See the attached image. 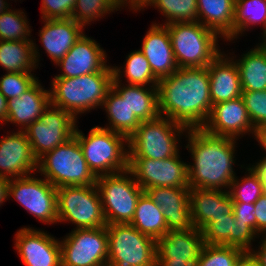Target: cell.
<instances>
[{
	"label": "cell",
	"instance_id": "1",
	"mask_svg": "<svg viewBox=\"0 0 266 266\" xmlns=\"http://www.w3.org/2000/svg\"><path fill=\"white\" fill-rule=\"evenodd\" d=\"M161 116L186 129L202 128L212 109L207 67L178 68L157 84Z\"/></svg>",
	"mask_w": 266,
	"mask_h": 266
},
{
	"label": "cell",
	"instance_id": "2",
	"mask_svg": "<svg viewBox=\"0 0 266 266\" xmlns=\"http://www.w3.org/2000/svg\"><path fill=\"white\" fill-rule=\"evenodd\" d=\"M186 134L185 148L193 160L188 164L189 187L228 191L236 176L237 139L213 135L203 128L188 129Z\"/></svg>",
	"mask_w": 266,
	"mask_h": 266
},
{
	"label": "cell",
	"instance_id": "3",
	"mask_svg": "<svg viewBox=\"0 0 266 266\" xmlns=\"http://www.w3.org/2000/svg\"><path fill=\"white\" fill-rule=\"evenodd\" d=\"M113 79V71H99L71 78H53L49 89L51 104L69 112L77 120L82 113L102 108L112 88Z\"/></svg>",
	"mask_w": 266,
	"mask_h": 266
},
{
	"label": "cell",
	"instance_id": "4",
	"mask_svg": "<svg viewBox=\"0 0 266 266\" xmlns=\"http://www.w3.org/2000/svg\"><path fill=\"white\" fill-rule=\"evenodd\" d=\"M74 136L78 139L84 158L96 177L128 169L129 148L125 135L95 126L86 136L76 125Z\"/></svg>",
	"mask_w": 266,
	"mask_h": 266
},
{
	"label": "cell",
	"instance_id": "5",
	"mask_svg": "<svg viewBox=\"0 0 266 266\" xmlns=\"http://www.w3.org/2000/svg\"><path fill=\"white\" fill-rule=\"evenodd\" d=\"M178 68L207 67L222 51L215 31L197 22L166 25Z\"/></svg>",
	"mask_w": 266,
	"mask_h": 266
},
{
	"label": "cell",
	"instance_id": "6",
	"mask_svg": "<svg viewBox=\"0 0 266 266\" xmlns=\"http://www.w3.org/2000/svg\"><path fill=\"white\" fill-rule=\"evenodd\" d=\"M37 171L36 173H40L56 188L91 186L95 185L97 180L75 136L41 156L38 159Z\"/></svg>",
	"mask_w": 266,
	"mask_h": 266
},
{
	"label": "cell",
	"instance_id": "7",
	"mask_svg": "<svg viewBox=\"0 0 266 266\" xmlns=\"http://www.w3.org/2000/svg\"><path fill=\"white\" fill-rule=\"evenodd\" d=\"M188 129L159 115L142 121L128 138L129 158L162 160L179 153V141ZM183 134V135H182Z\"/></svg>",
	"mask_w": 266,
	"mask_h": 266
},
{
	"label": "cell",
	"instance_id": "8",
	"mask_svg": "<svg viewBox=\"0 0 266 266\" xmlns=\"http://www.w3.org/2000/svg\"><path fill=\"white\" fill-rule=\"evenodd\" d=\"M107 266H156V241L130 223L106 225Z\"/></svg>",
	"mask_w": 266,
	"mask_h": 266
},
{
	"label": "cell",
	"instance_id": "9",
	"mask_svg": "<svg viewBox=\"0 0 266 266\" xmlns=\"http://www.w3.org/2000/svg\"><path fill=\"white\" fill-rule=\"evenodd\" d=\"M58 223L75 224L73 229L99 228L107 225L99 190L91 186L57 188Z\"/></svg>",
	"mask_w": 266,
	"mask_h": 266
},
{
	"label": "cell",
	"instance_id": "10",
	"mask_svg": "<svg viewBox=\"0 0 266 266\" xmlns=\"http://www.w3.org/2000/svg\"><path fill=\"white\" fill-rule=\"evenodd\" d=\"M103 212L107 224L130 223L143 188L136 182L131 172H123L97 177Z\"/></svg>",
	"mask_w": 266,
	"mask_h": 266
},
{
	"label": "cell",
	"instance_id": "11",
	"mask_svg": "<svg viewBox=\"0 0 266 266\" xmlns=\"http://www.w3.org/2000/svg\"><path fill=\"white\" fill-rule=\"evenodd\" d=\"M33 175V176H32ZM35 173L10 179L8 198L12 197L36 219L45 224L58 223L57 188Z\"/></svg>",
	"mask_w": 266,
	"mask_h": 266
},
{
	"label": "cell",
	"instance_id": "12",
	"mask_svg": "<svg viewBox=\"0 0 266 266\" xmlns=\"http://www.w3.org/2000/svg\"><path fill=\"white\" fill-rule=\"evenodd\" d=\"M61 266H107L106 226L73 229L61 241Z\"/></svg>",
	"mask_w": 266,
	"mask_h": 266
},
{
	"label": "cell",
	"instance_id": "13",
	"mask_svg": "<svg viewBox=\"0 0 266 266\" xmlns=\"http://www.w3.org/2000/svg\"><path fill=\"white\" fill-rule=\"evenodd\" d=\"M77 122L69 112L50 104L39 120L25 130L34 156L39 159L46 152L66 143L74 136Z\"/></svg>",
	"mask_w": 266,
	"mask_h": 266
},
{
	"label": "cell",
	"instance_id": "14",
	"mask_svg": "<svg viewBox=\"0 0 266 266\" xmlns=\"http://www.w3.org/2000/svg\"><path fill=\"white\" fill-rule=\"evenodd\" d=\"M128 170L144 191L153 187L190 188L188 163L180 153L162 160L129 158Z\"/></svg>",
	"mask_w": 266,
	"mask_h": 266
},
{
	"label": "cell",
	"instance_id": "15",
	"mask_svg": "<svg viewBox=\"0 0 266 266\" xmlns=\"http://www.w3.org/2000/svg\"><path fill=\"white\" fill-rule=\"evenodd\" d=\"M204 244L200 229L169 230L156 241V266H196Z\"/></svg>",
	"mask_w": 266,
	"mask_h": 266
},
{
	"label": "cell",
	"instance_id": "16",
	"mask_svg": "<svg viewBox=\"0 0 266 266\" xmlns=\"http://www.w3.org/2000/svg\"><path fill=\"white\" fill-rule=\"evenodd\" d=\"M14 240L25 266H61L60 240L47 231L25 226L17 231Z\"/></svg>",
	"mask_w": 266,
	"mask_h": 266
},
{
	"label": "cell",
	"instance_id": "17",
	"mask_svg": "<svg viewBox=\"0 0 266 266\" xmlns=\"http://www.w3.org/2000/svg\"><path fill=\"white\" fill-rule=\"evenodd\" d=\"M202 128L210 134L237 140L250 133L255 140L258 137L241 96L212 105L209 117Z\"/></svg>",
	"mask_w": 266,
	"mask_h": 266
},
{
	"label": "cell",
	"instance_id": "18",
	"mask_svg": "<svg viewBox=\"0 0 266 266\" xmlns=\"http://www.w3.org/2000/svg\"><path fill=\"white\" fill-rule=\"evenodd\" d=\"M55 65L60 67L61 74H56L54 78H71L99 71H113L112 65H107L106 51L85 33Z\"/></svg>",
	"mask_w": 266,
	"mask_h": 266
},
{
	"label": "cell",
	"instance_id": "19",
	"mask_svg": "<svg viewBox=\"0 0 266 266\" xmlns=\"http://www.w3.org/2000/svg\"><path fill=\"white\" fill-rule=\"evenodd\" d=\"M37 168L38 159L25 131L16 130L0 138V176L20 178L37 172Z\"/></svg>",
	"mask_w": 266,
	"mask_h": 266
},
{
	"label": "cell",
	"instance_id": "20",
	"mask_svg": "<svg viewBox=\"0 0 266 266\" xmlns=\"http://www.w3.org/2000/svg\"><path fill=\"white\" fill-rule=\"evenodd\" d=\"M143 37L139 49L149 62L154 76L160 80L168 77L178 69L171 38L166 25L152 22Z\"/></svg>",
	"mask_w": 266,
	"mask_h": 266
},
{
	"label": "cell",
	"instance_id": "21",
	"mask_svg": "<svg viewBox=\"0 0 266 266\" xmlns=\"http://www.w3.org/2000/svg\"><path fill=\"white\" fill-rule=\"evenodd\" d=\"M145 192L162 210L168 230L194 227L191 221L190 188L153 187Z\"/></svg>",
	"mask_w": 266,
	"mask_h": 266
},
{
	"label": "cell",
	"instance_id": "22",
	"mask_svg": "<svg viewBox=\"0 0 266 266\" xmlns=\"http://www.w3.org/2000/svg\"><path fill=\"white\" fill-rule=\"evenodd\" d=\"M44 25L39 30L40 42L47 56L58 63L82 37L85 29L74 19H42Z\"/></svg>",
	"mask_w": 266,
	"mask_h": 266
},
{
	"label": "cell",
	"instance_id": "23",
	"mask_svg": "<svg viewBox=\"0 0 266 266\" xmlns=\"http://www.w3.org/2000/svg\"><path fill=\"white\" fill-rule=\"evenodd\" d=\"M204 243L209 245H225L252 250V242L259 235L247 224L235 220L234 214L213 218L202 230Z\"/></svg>",
	"mask_w": 266,
	"mask_h": 266
},
{
	"label": "cell",
	"instance_id": "24",
	"mask_svg": "<svg viewBox=\"0 0 266 266\" xmlns=\"http://www.w3.org/2000/svg\"><path fill=\"white\" fill-rule=\"evenodd\" d=\"M38 80L20 97L7 101L5 124L15 125L19 131H25L33 122L39 120L42 113L50 106V91L43 88Z\"/></svg>",
	"mask_w": 266,
	"mask_h": 266
},
{
	"label": "cell",
	"instance_id": "25",
	"mask_svg": "<svg viewBox=\"0 0 266 266\" xmlns=\"http://www.w3.org/2000/svg\"><path fill=\"white\" fill-rule=\"evenodd\" d=\"M191 221L202 230L213 218L233 214V200L226 190L190 188Z\"/></svg>",
	"mask_w": 266,
	"mask_h": 266
},
{
	"label": "cell",
	"instance_id": "26",
	"mask_svg": "<svg viewBox=\"0 0 266 266\" xmlns=\"http://www.w3.org/2000/svg\"><path fill=\"white\" fill-rule=\"evenodd\" d=\"M212 105L242 95L239 69L235 61L222 51L208 66Z\"/></svg>",
	"mask_w": 266,
	"mask_h": 266
},
{
	"label": "cell",
	"instance_id": "27",
	"mask_svg": "<svg viewBox=\"0 0 266 266\" xmlns=\"http://www.w3.org/2000/svg\"><path fill=\"white\" fill-rule=\"evenodd\" d=\"M102 108L108 114L106 127L113 132L125 135L129 138L142 122L128 105V84H123L113 79L112 88L109 90Z\"/></svg>",
	"mask_w": 266,
	"mask_h": 266
},
{
	"label": "cell",
	"instance_id": "28",
	"mask_svg": "<svg viewBox=\"0 0 266 266\" xmlns=\"http://www.w3.org/2000/svg\"><path fill=\"white\" fill-rule=\"evenodd\" d=\"M40 55L33 40H0V66L6 72L31 73L39 67Z\"/></svg>",
	"mask_w": 266,
	"mask_h": 266
},
{
	"label": "cell",
	"instance_id": "29",
	"mask_svg": "<svg viewBox=\"0 0 266 266\" xmlns=\"http://www.w3.org/2000/svg\"><path fill=\"white\" fill-rule=\"evenodd\" d=\"M198 21L227 40L234 33L235 0H197Z\"/></svg>",
	"mask_w": 266,
	"mask_h": 266
},
{
	"label": "cell",
	"instance_id": "30",
	"mask_svg": "<svg viewBox=\"0 0 266 266\" xmlns=\"http://www.w3.org/2000/svg\"><path fill=\"white\" fill-rule=\"evenodd\" d=\"M230 57L239 69L242 91L266 90V47L262 43L243 53L239 59L236 55Z\"/></svg>",
	"mask_w": 266,
	"mask_h": 266
},
{
	"label": "cell",
	"instance_id": "31",
	"mask_svg": "<svg viewBox=\"0 0 266 266\" xmlns=\"http://www.w3.org/2000/svg\"><path fill=\"white\" fill-rule=\"evenodd\" d=\"M130 224L155 241L169 231L162 210L145 191L138 199Z\"/></svg>",
	"mask_w": 266,
	"mask_h": 266
},
{
	"label": "cell",
	"instance_id": "32",
	"mask_svg": "<svg viewBox=\"0 0 266 266\" xmlns=\"http://www.w3.org/2000/svg\"><path fill=\"white\" fill-rule=\"evenodd\" d=\"M258 24L263 27V39L266 36V0H235L234 33L227 41L237 40L251 26Z\"/></svg>",
	"mask_w": 266,
	"mask_h": 266
},
{
	"label": "cell",
	"instance_id": "33",
	"mask_svg": "<svg viewBox=\"0 0 266 266\" xmlns=\"http://www.w3.org/2000/svg\"><path fill=\"white\" fill-rule=\"evenodd\" d=\"M124 63L125 67L112 66L115 80L122 82L121 78L124 76L127 84L157 87L159 80L154 76L148 60L141 51L130 52Z\"/></svg>",
	"mask_w": 266,
	"mask_h": 266
},
{
	"label": "cell",
	"instance_id": "34",
	"mask_svg": "<svg viewBox=\"0 0 266 266\" xmlns=\"http://www.w3.org/2000/svg\"><path fill=\"white\" fill-rule=\"evenodd\" d=\"M244 168L248 174L245 172V177L240 179L235 176L228 193L233 203L254 204L265 193L264 182L253 166L249 164Z\"/></svg>",
	"mask_w": 266,
	"mask_h": 266
},
{
	"label": "cell",
	"instance_id": "35",
	"mask_svg": "<svg viewBox=\"0 0 266 266\" xmlns=\"http://www.w3.org/2000/svg\"><path fill=\"white\" fill-rule=\"evenodd\" d=\"M128 105L141 121L157 118L160 115L157 87L128 84Z\"/></svg>",
	"mask_w": 266,
	"mask_h": 266
},
{
	"label": "cell",
	"instance_id": "36",
	"mask_svg": "<svg viewBox=\"0 0 266 266\" xmlns=\"http://www.w3.org/2000/svg\"><path fill=\"white\" fill-rule=\"evenodd\" d=\"M166 17L162 25L174 22H197V0H153L149 5Z\"/></svg>",
	"mask_w": 266,
	"mask_h": 266
},
{
	"label": "cell",
	"instance_id": "37",
	"mask_svg": "<svg viewBox=\"0 0 266 266\" xmlns=\"http://www.w3.org/2000/svg\"><path fill=\"white\" fill-rule=\"evenodd\" d=\"M10 8L0 14V40H32V38H28L32 32V26H30L24 11Z\"/></svg>",
	"mask_w": 266,
	"mask_h": 266
},
{
	"label": "cell",
	"instance_id": "38",
	"mask_svg": "<svg viewBox=\"0 0 266 266\" xmlns=\"http://www.w3.org/2000/svg\"><path fill=\"white\" fill-rule=\"evenodd\" d=\"M245 252L237 247L204 244L196 266H236Z\"/></svg>",
	"mask_w": 266,
	"mask_h": 266
},
{
	"label": "cell",
	"instance_id": "39",
	"mask_svg": "<svg viewBox=\"0 0 266 266\" xmlns=\"http://www.w3.org/2000/svg\"><path fill=\"white\" fill-rule=\"evenodd\" d=\"M115 11L118 10L108 0H76L71 18L85 27Z\"/></svg>",
	"mask_w": 266,
	"mask_h": 266
},
{
	"label": "cell",
	"instance_id": "40",
	"mask_svg": "<svg viewBox=\"0 0 266 266\" xmlns=\"http://www.w3.org/2000/svg\"><path fill=\"white\" fill-rule=\"evenodd\" d=\"M39 79L32 73H11L0 77V92L8 100L20 97L29 90Z\"/></svg>",
	"mask_w": 266,
	"mask_h": 266
},
{
	"label": "cell",
	"instance_id": "41",
	"mask_svg": "<svg viewBox=\"0 0 266 266\" xmlns=\"http://www.w3.org/2000/svg\"><path fill=\"white\" fill-rule=\"evenodd\" d=\"M254 129L266 128V90L242 91L241 95Z\"/></svg>",
	"mask_w": 266,
	"mask_h": 266
},
{
	"label": "cell",
	"instance_id": "42",
	"mask_svg": "<svg viewBox=\"0 0 266 266\" xmlns=\"http://www.w3.org/2000/svg\"><path fill=\"white\" fill-rule=\"evenodd\" d=\"M76 0H42L41 19L71 18Z\"/></svg>",
	"mask_w": 266,
	"mask_h": 266
},
{
	"label": "cell",
	"instance_id": "43",
	"mask_svg": "<svg viewBox=\"0 0 266 266\" xmlns=\"http://www.w3.org/2000/svg\"><path fill=\"white\" fill-rule=\"evenodd\" d=\"M235 220L247 224L256 232V218L254 204L233 203Z\"/></svg>",
	"mask_w": 266,
	"mask_h": 266
},
{
	"label": "cell",
	"instance_id": "44",
	"mask_svg": "<svg viewBox=\"0 0 266 266\" xmlns=\"http://www.w3.org/2000/svg\"><path fill=\"white\" fill-rule=\"evenodd\" d=\"M256 218V233L258 235H266V194L264 193L254 203Z\"/></svg>",
	"mask_w": 266,
	"mask_h": 266
},
{
	"label": "cell",
	"instance_id": "45",
	"mask_svg": "<svg viewBox=\"0 0 266 266\" xmlns=\"http://www.w3.org/2000/svg\"><path fill=\"white\" fill-rule=\"evenodd\" d=\"M261 240L259 242L258 249L252 248L249 253L254 257V259L258 262L259 266H266V235L259 236Z\"/></svg>",
	"mask_w": 266,
	"mask_h": 266
},
{
	"label": "cell",
	"instance_id": "46",
	"mask_svg": "<svg viewBox=\"0 0 266 266\" xmlns=\"http://www.w3.org/2000/svg\"><path fill=\"white\" fill-rule=\"evenodd\" d=\"M152 2L153 0H122V6L123 8L128 6L129 11L131 9L137 13L144 10V7L147 8Z\"/></svg>",
	"mask_w": 266,
	"mask_h": 266
},
{
	"label": "cell",
	"instance_id": "47",
	"mask_svg": "<svg viewBox=\"0 0 266 266\" xmlns=\"http://www.w3.org/2000/svg\"><path fill=\"white\" fill-rule=\"evenodd\" d=\"M10 179L0 176V206L8 199V188Z\"/></svg>",
	"mask_w": 266,
	"mask_h": 266
},
{
	"label": "cell",
	"instance_id": "48",
	"mask_svg": "<svg viewBox=\"0 0 266 266\" xmlns=\"http://www.w3.org/2000/svg\"><path fill=\"white\" fill-rule=\"evenodd\" d=\"M236 266H259V264L249 252H245L237 261Z\"/></svg>",
	"mask_w": 266,
	"mask_h": 266
},
{
	"label": "cell",
	"instance_id": "49",
	"mask_svg": "<svg viewBox=\"0 0 266 266\" xmlns=\"http://www.w3.org/2000/svg\"><path fill=\"white\" fill-rule=\"evenodd\" d=\"M255 170L260 174L264 182L265 194H266V159L261 157V160L257 161L255 165H252Z\"/></svg>",
	"mask_w": 266,
	"mask_h": 266
},
{
	"label": "cell",
	"instance_id": "50",
	"mask_svg": "<svg viewBox=\"0 0 266 266\" xmlns=\"http://www.w3.org/2000/svg\"><path fill=\"white\" fill-rule=\"evenodd\" d=\"M7 114V99L0 92V122L5 123Z\"/></svg>",
	"mask_w": 266,
	"mask_h": 266
},
{
	"label": "cell",
	"instance_id": "51",
	"mask_svg": "<svg viewBox=\"0 0 266 266\" xmlns=\"http://www.w3.org/2000/svg\"><path fill=\"white\" fill-rule=\"evenodd\" d=\"M262 147V149L265 150V153H266V128L262 129L259 133H258V137H257V140H256ZM266 159V155L264 157Z\"/></svg>",
	"mask_w": 266,
	"mask_h": 266
},
{
	"label": "cell",
	"instance_id": "52",
	"mask_svg": "<svg viewBox=\"0 0 266 266\" xmlns=\"http://www.w3.org/2000/svg\"><path fill=\"white\" fill-rule=\"evenodd\" d=\"M9 7H10V3L8 4L6 0H0V14L9 10L10 9Z\"/></svg>",
	"mask_w": 266,
	"mask_h": 266
},
{
	"label": "cell",
	"instance_id": "53",
	"mask_svg": "<svg viewBox=\"0 0 266 266\" xmlns=\"http://www.w3.org/2000/svg\"><path fill=\"white\" fill-rule=\"evenodd\" d=\"M118 11L122 8V0H108Z\"/></svg>",
	"mask_w": 266,
	"mask_h": 266
},
{
	"label": "cell",
	"instance_id": "54",
	"mask_svg": "<svg viewBox=\"0 0 266 266\" xmlns=\"http://www.w3.org/2000/svg\"><path fill=\"white\" fill-rule=\"evenodd\" d=\"M262 41L266 44V36L262 39Z\"/></svg>",
	"mask_w": 266,
	"mask_h": 266
}]
</instances>
